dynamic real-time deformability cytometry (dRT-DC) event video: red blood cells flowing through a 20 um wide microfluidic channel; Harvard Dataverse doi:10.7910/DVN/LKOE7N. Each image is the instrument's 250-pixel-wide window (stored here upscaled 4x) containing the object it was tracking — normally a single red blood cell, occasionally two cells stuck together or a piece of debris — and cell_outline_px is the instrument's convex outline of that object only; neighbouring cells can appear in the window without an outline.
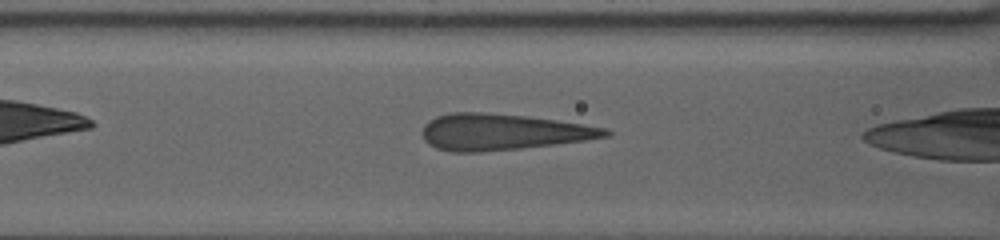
{"species": "human", "species_latin": "Homo sapiens", "temperature_condition": "warm", "stored_images_in_passage": 45, "camera_frame_rate_fps": 3000, "um_per_image_px": 0.085, "donor": {"sex": "female"}, "frame": {"image": 1, "passage_image": 17, "time_ms": 5.333, "image_size_px": [1000, 240], "cell_outline_px": [[612, 132], [608, 136], [584, 140], [520, 148], [480, 152], [452, 152], [436, 148], [428, 144], [424, 140], [420, 132], [424, 124], [428, 120], [436, 116], [448, 112], [484, 112], [524, 116], [608, 128]], "centroid_in_image_um": [42.61, 11.21], "position_along_channel_um": 124.0, "area_um2": 38.49}}
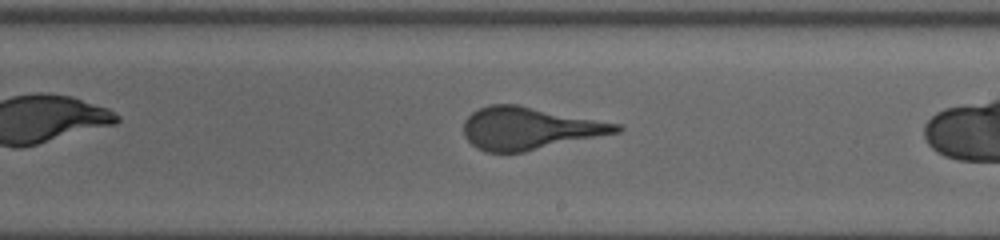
{"frame": {"image": 2, "passage_image": 30, "time_ms": 9.667, "image_size_px": [1000, 240], "cell_outline_px": [[624, 128], [620, 132], [524, 152], [484, 152], [476, 148], [464, 136], [464, 120], [472, 112], [480, 108], [492, 104], [516, 104], [620, 124]], "centroid_in_image_um": [44.98, 10.91], "position_along_channel_um": 244.0, "area_um2": 37.57}}
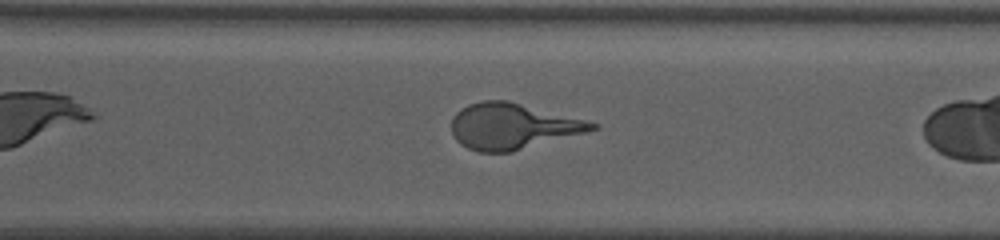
{"frame": {"image": 3, "passage_image": 39, "time_ms": 12.667, "image_size_px": [1000, 240], "cell_outline_px": [[600, 128], [512, 152], [480, 152], [468, 148], [460, 144], [456, 140], [452, 132], [452, 116], [460, 108], [468, 104], [480, 100], [508, 100], [600, 124]], "centroid_in_image_um": [43.53, 10.72], "position_along_channel_um": 327.1, "area_um2": 37.51}}